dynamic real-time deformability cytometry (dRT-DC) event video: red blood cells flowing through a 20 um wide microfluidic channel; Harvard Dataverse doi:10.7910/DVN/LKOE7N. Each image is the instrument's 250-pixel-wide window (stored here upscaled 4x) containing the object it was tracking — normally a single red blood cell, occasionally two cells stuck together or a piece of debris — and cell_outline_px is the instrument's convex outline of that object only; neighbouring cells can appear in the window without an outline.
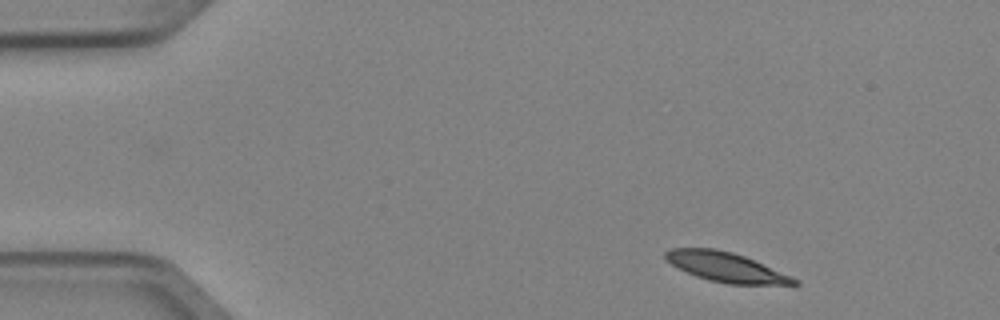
{"species": "Egyptian fruit bat (a non-hibernating species)", "species_latin": "Rousettus aegyptiacus", "temperature_condition": "cold", "stored_images_in_passage": 3, "camera_frame_rate_fps": 3000, "um_per_image_px": 0.085, "animal": {"sex": "female"}, "frame": {"image": 1, "passage_image": 1, "time_ms": 0.0, "image_size_px": [1000, 320], "cell_outline_px": [[800, 284], [728, 284], [708, 280], [696, 276], [672, 264], [664, 256], [664, 252], [668, 248], [716, 248], [732, 252], [744, 256], [800, 280]], "centroid_in_image_um": [61.69, 22.69], "position_along_channel_um": 23.3, "area_um2": 21.85}}